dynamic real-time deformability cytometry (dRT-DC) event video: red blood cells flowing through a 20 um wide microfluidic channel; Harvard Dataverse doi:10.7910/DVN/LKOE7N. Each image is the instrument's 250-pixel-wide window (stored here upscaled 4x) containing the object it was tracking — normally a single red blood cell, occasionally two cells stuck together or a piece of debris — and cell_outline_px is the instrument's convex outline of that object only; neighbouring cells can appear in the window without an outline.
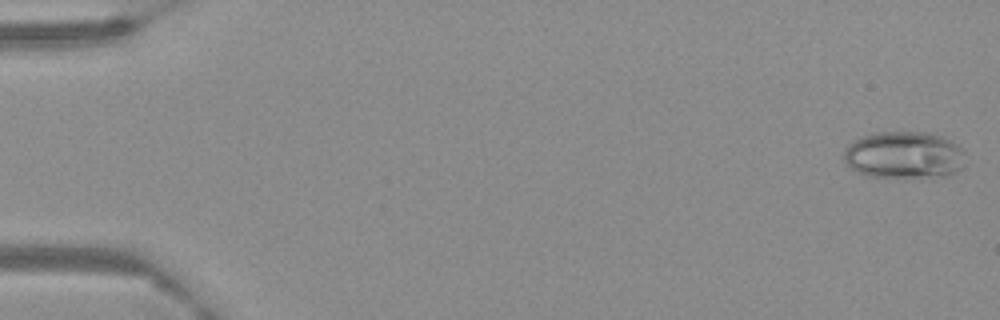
{"species": "Egyptian fruit bat (a non-hibernating species)", "species_latin": "Rousettus aegyptiacus", "temperature_condition": "warm", "stored_images_in_passage": 62, "camera_frame_rate_fps": 3000, "um_per_image_px": 0.085, "frame": {"image": 1, "passage_image": 1, "time_ms": 0.0, "image_size_px": [1000, 320], "cell_outline_px": [[964, 168], [960, 172], [936, 180], [920, 180], [868, 176], [856, 172], [844, 160], [844, 148], [848, 144], [872, 132], [924, 132], [940, 136], [952, 140], [964, 152]], "centroid_in_image_um": [76.91, 13.25], "position_along_channel_um": 8.1, "area_um2": 34.74}}
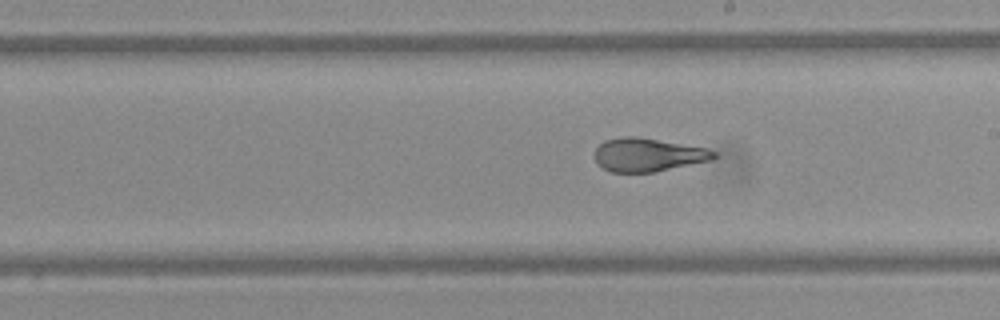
{"frame": {"image": 2, "passage_image": 36, "time_ms": 11.667, "image_size_px": [1000, 320], "cell_outline_px": [[716, 156], [712, 160], [652, 172], [612, 172], [596, 164], [596, 148], [604, 140], [624, 136], [636, 136], [708, 148], [716, 152]], "centroid_in_image_um": [55.08, 13.15], "position_along_channel_um": 233.9, "area_um2": 23.06}}
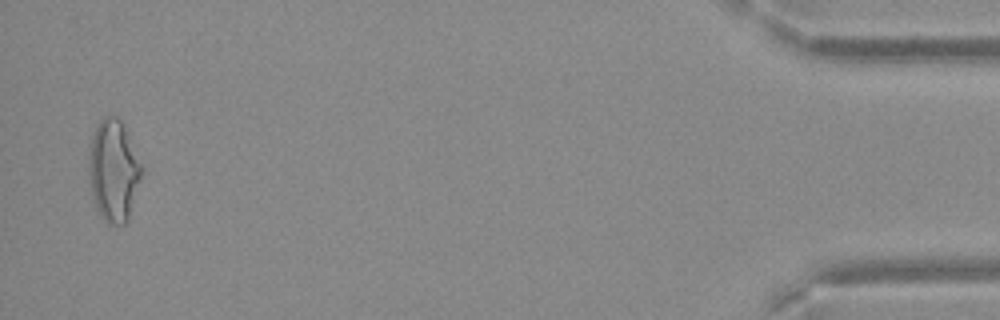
{"frame": {"image": 3, "passage_image": 61, "time_ms": 20.0, "image_size_px": [1000, 320], "cell_outline_px": [[144, 168], [128, 220], [124, 224], [108, 224], [100, 216], [96, 208], [92, 196], [88, 172], [88, 144], [96, 124], [104, 116], [116, 116], [120, 120]], "centroid_in_image_um": [9.62, 14.5], "position_along_channel_um": 425.6, "area_um2": 31.62}}